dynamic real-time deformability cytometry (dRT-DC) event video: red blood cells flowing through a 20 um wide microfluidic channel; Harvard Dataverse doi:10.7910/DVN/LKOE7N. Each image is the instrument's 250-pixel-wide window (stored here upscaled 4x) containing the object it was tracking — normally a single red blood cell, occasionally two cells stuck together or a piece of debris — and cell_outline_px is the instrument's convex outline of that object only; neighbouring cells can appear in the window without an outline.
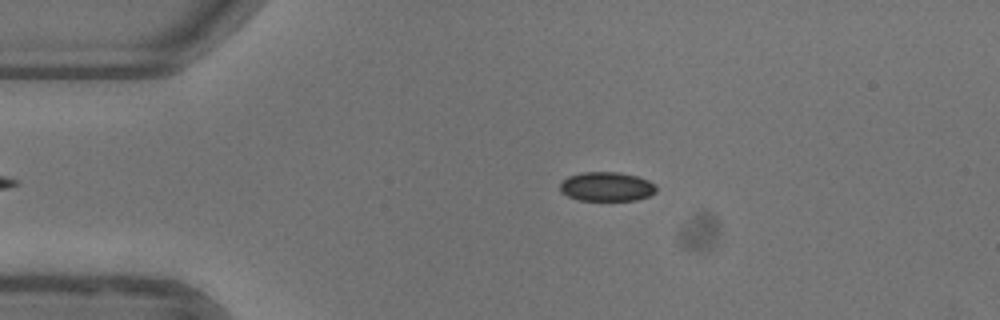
{"species": "common noctule bat (a hibernating species)", "species_latin": "Nyctalus noctula", "temperature_condition": "warm", "stored_images_in_passage": 45, "camera_frame_rate_fps": 3000, "um_per_image_px": 0.085, "animal": {"sex": "female"}, "frame": {"image": 1, "passage_image": 10, "time_ms": 3.0, "image_size_px": [1000, 320], "cell_outline_px": [[656, 192], [648, 196], [636, 200], [580, 200], [568, 196], [560, 192], [560, 184], [568, 176], [584, 172], [616, 172], [636, 176], [648, 180], [656, 184]], "centroid_in_image_um": [51.57, 15.86], "position_along_channel_um": 33.4, "area_um2": 16.3}}
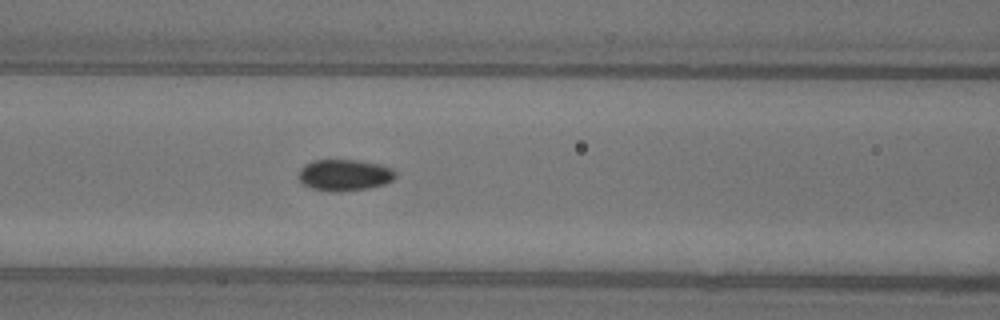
{"frame": {"image": 2, "passage_image": 21, "time_ms": 6.667, "image_size_px": [1000, 320], "cell_outline_px": [[396, 176], [392, 180], [384, 184], [368, 188], [336, 192], [328, 192], [312, 188], [304, 184], [296, 176], [300, 168], [304, 164], [312, 160], [356, 160], [380, 164], [392, 168], [396, 172]], "centroid_in_image_um": [29.25, 14.87], "position_along_channel_um": 137.3, "area_um2": 17.92}}
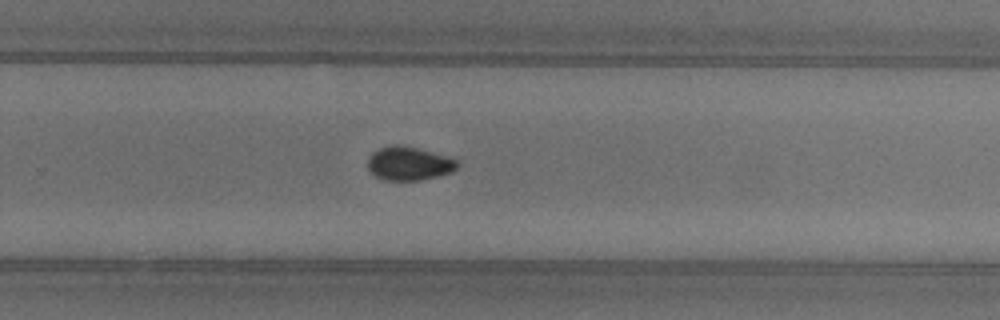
{"frame": {"image": 3, "passage_image": 33, "time_ms": 10.667, "image_size_px": [1000, 320], "cell_outline_px": [[460, 164], [452, 172], [420, 180], [384, 180], [368, 172], [368, 156], [372, 152], [380, 148], [392, 144], [400, 144], [448, 156], [456, 160]], "centroid_in_image_um": [34.73, 13.89], "position_along_channel_um": 295.1, "area_um2": 17.63}, "authors_computed_cell_mechanics": {"area_um2": 17.3978, "velocity_mm_per_s": 3.9577, "shape_relaxation_time_tau1_ms": 8.951, "shape_relaxation_time_tau2_ms": null, "deformation_change_tau1": 0.1335, "deformation_change_tau2": null}}